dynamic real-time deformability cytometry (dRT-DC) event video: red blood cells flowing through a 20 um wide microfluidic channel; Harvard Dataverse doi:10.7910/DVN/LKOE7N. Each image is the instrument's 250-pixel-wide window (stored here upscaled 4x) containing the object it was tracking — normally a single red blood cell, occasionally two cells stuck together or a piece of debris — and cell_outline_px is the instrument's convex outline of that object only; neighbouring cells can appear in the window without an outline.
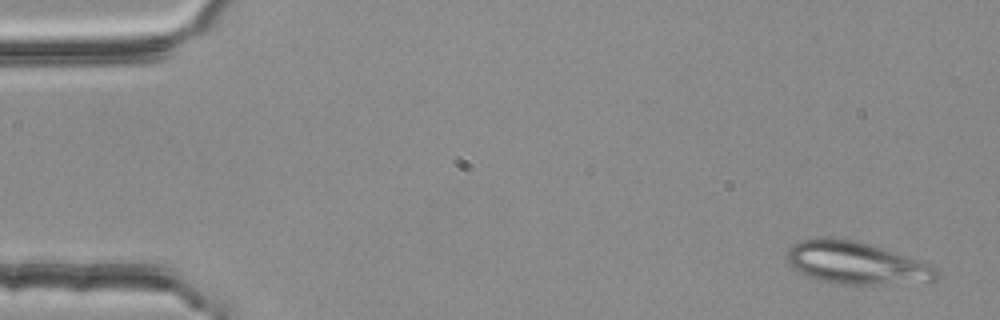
{"species": "common noctule bat (a hibernating species)", "species_latin": "Nyctalus noctula", "temperature_condition": "room temperature", "stored_images_in_passage": 4, "camera_frame_rate_fps": 3000, "um_per_image_px": 0.085, "animal": {"sex": "female", "body_mass_g": 25.1}, "frame": {"image": 1, "passage_image": 1, "time_ms": 0.0, "image_size_px": [1000, 320], "cell_outline_px": [[940, 276], [936, 280], [872, 284], [840, 284], [820, 280], [808, 276], [800, 272], [788, 260], [788, 252], [792, 244], [800, 240], [856, 240], [924, 260], [940, 268]], "centroid_in_image_um": [72.91, 22.37], "position_along_channel_um": 12.1, "area_um2": 36.24}}